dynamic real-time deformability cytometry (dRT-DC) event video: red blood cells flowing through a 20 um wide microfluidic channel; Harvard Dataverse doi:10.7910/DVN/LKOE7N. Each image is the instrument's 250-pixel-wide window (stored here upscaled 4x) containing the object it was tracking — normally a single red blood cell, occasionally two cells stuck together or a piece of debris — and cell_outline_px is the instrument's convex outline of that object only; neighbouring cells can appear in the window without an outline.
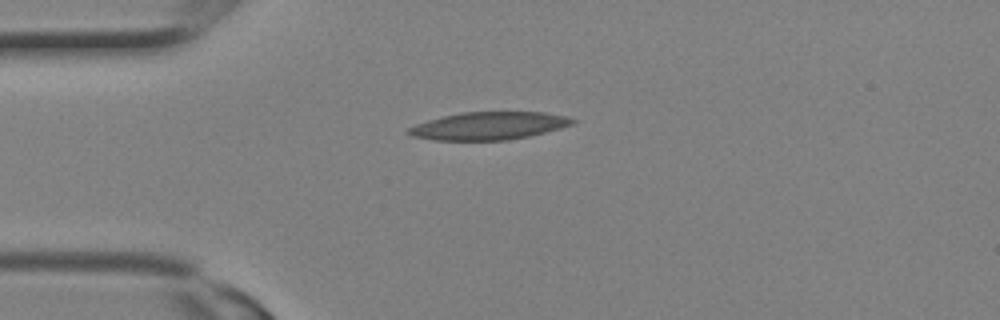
{"species": "Egyptian fruit bat (a non-hibernating species)", "species_latin": "Rousettus aegyptiacus", "temperature_condition": "room temperature", "stored_images_in_passage": 4, "camera_frame_rate_fps": 3000, "um_per_image_px": 0.085, "animal": {"sex": "female"}, "frame": {"image": 1, "passage_image": 4, "time_ms": 1.0, "image_size_px": [1000, 320], "cell_outline_px": [[576, 124], [528, 136], [508, 140], [436, 140], [412, 136], [404, 132], [408, 128], [416, 124], [428, 120], [460, 112], [544, 112], [564, 116], [576, 120]], "centroid_in_image_um": [41.54, 10.69], "position_along_channel_um": 43.5, "area_um2": 26.41}}